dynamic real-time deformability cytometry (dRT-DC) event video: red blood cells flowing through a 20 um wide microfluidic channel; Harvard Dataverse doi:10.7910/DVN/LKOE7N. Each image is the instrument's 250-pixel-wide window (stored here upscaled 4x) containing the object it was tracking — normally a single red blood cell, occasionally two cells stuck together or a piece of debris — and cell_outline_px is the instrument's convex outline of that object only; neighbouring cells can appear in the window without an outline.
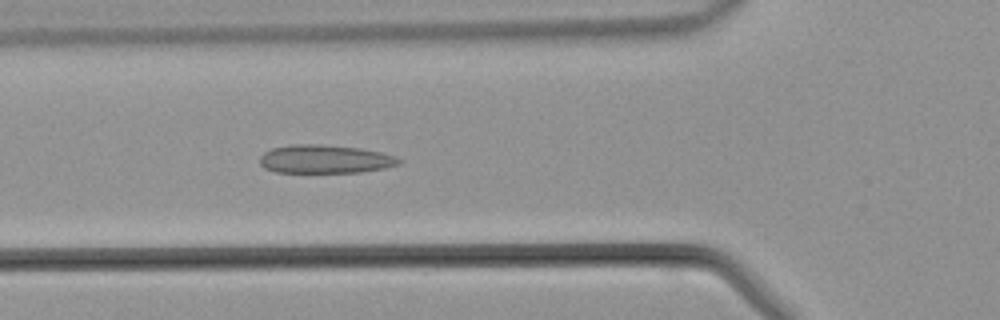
{"species": "common noctule bat (a hibernating species)", "species_latin": "Nyctalus noctula", "temperature_condition": "warm", "stored_images_in_passage": 43, "camera_frame_rate_fps": 3000, "um_per_image_px": 0.085, "animal": {"sex": "male", "body_mass_g": 21.5, "forearm_length_mm": 52.0}, "frame": {"image": 1, "passage_image": 14, "time_ms": 4.333, "image_size_px": [1000, 320], "cell_outline_px": [[404, 160], [400, 164], [384, 168], [360, 172], [276, 172], [264, 168], [260, 164], [260, 156], [264, 152], [272, 148], [292, 144], [320, 144], [360, 148], [380, 152], [396, 156]], "centroid_in_image_um": [27.63, 13.52], "position_along_channel_um": 98.2, "area_um2": 23.12}}
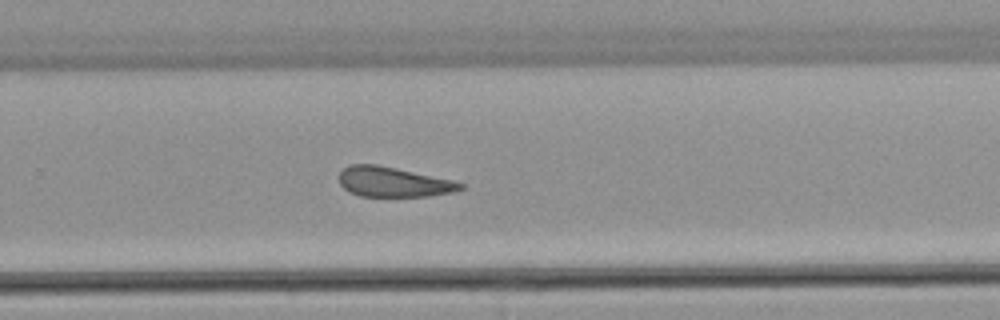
{"frame": {"image": 2, "passage_image": 27, "time_ms": 8.667, "image_size_px": [1000, 320], "cell_outline_px": [[464, 188], [456, 192], [428, 196], [360, 196], [348, 192], [340, 184], [340, 172], [344, 168], [352, 164], [376, 164], [396, 168], [452, 180], [464, 184]], "centroid_in_image_um": [33.44, 15.47], "position_along_channel_um": 296.4, "area_um2": 21.1}}
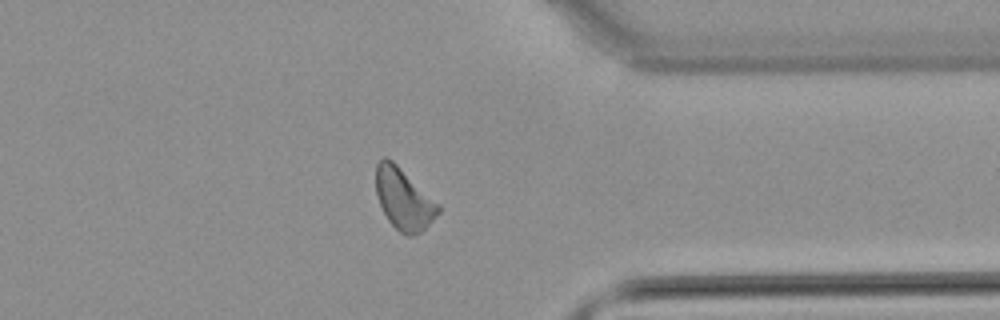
{"frame": {"image": 3, "passage_image": 33, "time_ms": 10.667, "image_size_px": [1000, 320], "cell_outline_px": [[440, 212], [420, 232], [412, 236], [404, 236], [388, 220], [380, 204], [376, 192], [376, 164], [384, 156], [392, 160], [440, 204]], "centroid_in_image_um": [34.32, 16.92], "position_along_channel_um": 377.1, "area_um2": 22.08}}